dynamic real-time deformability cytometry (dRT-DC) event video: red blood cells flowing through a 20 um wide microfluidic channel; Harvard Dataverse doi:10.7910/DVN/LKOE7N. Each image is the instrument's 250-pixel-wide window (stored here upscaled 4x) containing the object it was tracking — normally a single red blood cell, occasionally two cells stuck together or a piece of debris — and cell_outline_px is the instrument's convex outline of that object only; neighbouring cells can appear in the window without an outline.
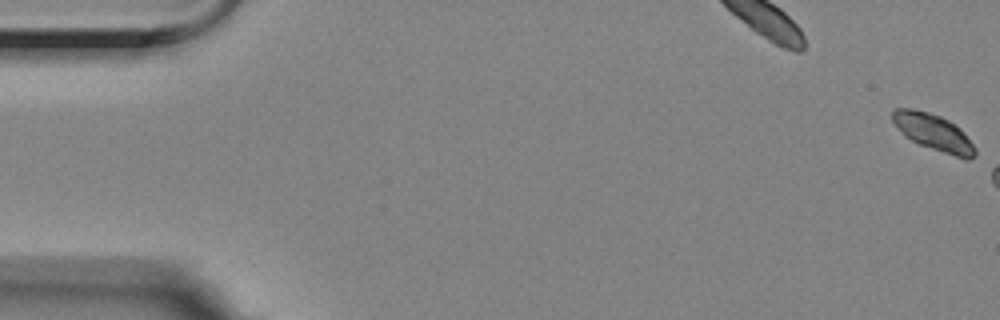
{"species": "Egyptian fruit bat (a non-hibernating species)", "species_latin": "Rousettus aegyptiacus", "temperature_condition": "room temperature", "stored_images_in_passage": 7, "camera_frame_rate_fps": 3000, "um_per_image_px": 0.085, "animal": {"sex": "female"}, "frame": {"image": 1, "passage_image": 1, "time_ms": 0.0, "image_size_px": [1000, 320], "cell_outline_px": [[976, 156], [968, 160], [964, 160], [920, 144], [904, 136], [892, 120], [892, 112], [896, 108], [912, 108], [928, 112], [940, 116], [948, 120], [960, 128], [964, 132], [976, 148]], "centroid_in_image_um": [79.38, 11.26], "position_along_channel_um": 5.6, "area_um2": 17.63}}